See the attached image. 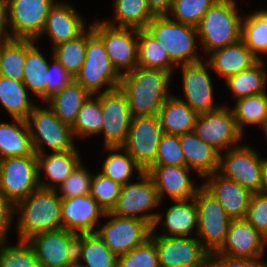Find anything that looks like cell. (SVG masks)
Instances as JSON below:
<instances>
[{
	"instance_id": "29",
	"label": "cell",
	"mask_w": 267,
	"mask_h": 267,
	"mask_svg": "<svg viewBox=\"0 0 267 267\" xmlns=\"http://www.w3.org/2000/svg\"><path fill=\"white\" fill-rule=\"evenodd\" d=\"M41 47V48H40ZM39 43H35L27 52L24 63L23 83L29 93L38 101L44 103L47 100L46 70L49 62L53 59L52 51L46 55ZM49 57V58H48ZM40 100V101H39Z\"/></svg>"
},
{
	"instance_id": "40",
	"label": "cell",
	"mask_w": 267,
	"mask_h": 267,
	"mask_svg": "<svg viewBox=\"0 0 267 267\" xmlns=\"http://www.w3.org/2000/svg\"><path fill=\"white\" fill-rule=\"evenodd\" d=\"M35 43L34 40L0 39V75L23 81L26 52Z\"/></svg>"
},
{
	"instance_id": "46",
	"label": "cell",
	"mask_w": 267,
	"mask_h": 267,
	"mask_svg": "<svg viewBox=\"0 0 267 267\" xmlns=\"http://www.w3.org/2000/svg\"><path fill=\"white\" fill-rule=\"evenodd\" d=\"M84 159L71 172L70 176L57 188L60 198L79 197L90 194L93 171Z\"/></svg>"
},
{
	"instance_id": "33",
	"label": "cell",
	"mask_w": 267,
	"mask_h": 267,
	"mask_svg": "<svg viewBox=\"0 0 267 267\" xmlns=\"http://www.w3.org/2000/svg\"><path fill=\"white\" fill-rule=\"evenodd\" d=\"M90 95L80 83L72 79L45 103L62 122L72 126L83 103Z\"/></svg>"
},
{
	"instance_id": "13",
	"label": "cell",
	"mask_w": 267,
	"mask_h": 267,
	"mask_svg": "<svg viewBox=\"0 0 267 267\" xmlns=\"http://www.w3.org/2000/svg\"><path fill=\"white\" fill-rule=\"evenodd\" d=\"M95 16L90 25L104 42L113 67L120 75L132 71L137 67L138 29L114 27Z\"/></svg>"
},
{
	"instance_id": "18",
	"label": "cell",
	"mask_w": 267,
	"mask_h": 267,
	"mask_svg": "<svg viewBox=\"0 0 267 267\" xmlns=\"http://www.w3.org/2000/svg\"><path fill=\"white\" fill-rule=\"evenodd\" d=\"M75 6L69 0H57L50 8L43 31L35 42L40 43L47 37L50 43L47 47L51 49L81 35L90 26L91 20L88 23L87 17H83L84 14Z\"/></svg>"
},
{
	"instance_id": "2",
	"label": "cell",
	"mask_w": 267,
	"mask_h": 267,
	"mask_svg": "<svg viewBox=\"0 0 267 267\" xmlns=\"http://www.w3.org/2000/svg\"><path fill=\"white\" fill-rule=\"evenodd\" d=\"M62 198L57 190L39 187L14 205L15 239L28 240L33 235L62 229Z\"/></svg>"
},
{
	"instance_id": "44",
	"label": "cell",
	"mask_w": 267,
	"mask_h": 267,
	"mask_svg": "<svg viewBox=\"0 0 267 267\" xmlns=\"http://www.w3.org/2000/svg\"><path fill=\"white\" fill-rule=\"evenodd\" d=\"M0 243V267H41L32 245L27 240Z\"/></svg>"
},
{
	"instance_id": "15",
	"label": "cell",
	"mask_w": 267,
	"mask_h": 267,
	"mask_svg": "<svg viewBox=\"0 0 267 267\" xmlns=\"http://www.w3.org/2000/svg\"><path fill=\"white\" fill-rule=\"evenodd\" d=\"M57 0H7L8 38L36 41Z\"/></svg>"
},
{
	"instance_id": "57",
	"label": "cell",
	"mask_w": 267,
	"mask_h": 267,
	"mask_svg": "<svg viewBox=\"0 0 267 267\" xmlns=\"http://www.w3.org/2000/svg\"><path fill=\"white\" fill-rule=\"evenodd\" d=\"M265 156V157H264ZM267 155H262L260 193L267 194Z\"/></svg>"
},
{
	"instance_id": "42",
	"label": "cell",
	"mask_w": 267,
	"mask_h": 267,
	"mask_svg": "<svg viewBox=\"0 0 267 267\" xmlns=\"http://www.w3.org/2000/svg\"><path fill=\"white\" fill-rule=\"evenodd\" d=\"M53 58L75 79L86 57V30L75 39L51 48Z\"/></svg>"
},
{
	"instance_id": "48",
	"label": "cell",
	"mask_w": 267,
	"mask_h": 267,
	"mask_svg": "<svg viewBox=\"0 0 267 267\" xmlns=\"http://www.w3.org/2000/svg\"><path fill=\"white\" fill-rule=\"evenodd\" d=\"M117 267H160L155 242L148 238L143 244L119 256Z\"/></svg>"
},
{
	"instance_id": "22",
	"label": "cell",
	"mask_w": 267,
	"mask_h": 267,
	"mask_svg": "<svg viewBox=\"0 0 267 267\" xmlns=\"http://www.w3.org/2000/svg\"><path fill=\"white\" fill-rule=\"evenodd\" d=\"M267 239L245 218L231 219L222 246L216 251L234 258L264 259Z\"/></svg>"
},
{
	"instance_id": "53",
	"label": "cell",
	"mask_w": 267,
	"mask_h": 267,
	"mask_svg": "<svg viewBox=\"0 0 267 267\" xmlns=\"http://www.w3.org/2000/svg\"><path fill=\"white\" fill-rule=\"evenodd\" d=\"M13 226L14 205L0 194V243L12 240L9 235L14 232Z\"/></svg>"
},
{
	"instance_id": "12",
	"label": "cell",
	"mask_w": 267,
	"mask_h": 267,
	"mask_svg": "<svg viewBox=\"0 0 267 267\" xmlns=\"http://www.w3.org/2000/svg\"><path fill=\"white\" fill-rule=\"evenodd\" d=\"M262 153L248 141L220 153L218 173L252 193L260 192Z\"/></svg>"
},
{
	"instance_id": "47",
	"label": "cell",
	"mask_w": 267,
	"mask_h": 267,
	"mask_svg": "<svg viewBox=\"0 0 267 267\" xmlns=\"http://www.w3.org/2000/svg\"><path fill=\"white\" fill-rule=\"evenodd\" d=\"M121 189V184L105 176L99 170L93 171L90 195L105 212L111 211L115 206Z\"/></svg>"
},
{
	"instance_id": "24",
	"label": "cell",
	"mask_w": 267,
	"mask_h": 267,
	"mask_svg": "<svg viewBox=\"0 0 267 267\" xmlns=\"http://www.w3.org/2000/svg\"><path fill=\"white\" fill-rule=\"evenodd\" d=\"M202 185L218 200L231 219H244L252 192L218 172L206 176Z\"/></svg>"
},
{
	"instance_id": "1",
	"label": "cell",
	"mask_w": 267,
	"mask_h": 267,
	"mask_svg": "<svg viewBox=\"0 0 267 267\" xmlns=\"http://www.w3.org/2000/svg\"><path fill=\"white\" fill-rule=\"evenodd\" d=\"M173 78L171 72L140 66L121 75L119 88L127 97L131 115H158L166 99L174 93Z\"/></svg>"
},
{
	"instance_id": "11",
	"label": "cell",
	"mask_w": 267,
	"mask_h": 267,
	"mask_svg": "<svg viewBox=\"0 0 267 267\" xmlns=\"http://www.w3.org/2000/svg\"><path fill=\"white\" fill-rule=\"evenodd\" d=\"M39 187L35 153L27 157L0 159V194L13 205L27 198Z\"/></svg>"
},
{
	"instance_id": "37",
	"label": "cell",
	"mask_w": 267,
	"mask_h": 267,
	"mask_svg": "<svg viewBox=\"0 0 267 267\" xmlns=\"http://www.w3.org/2000/svg\"><path fill=\"white\" fill-rule=\"evenodd\" d=\"M241 40L259 60H267V7L244 12Z\"/></svg>"
},
{
	"instance_id": "10",
	"label": "cell",
	"mask_w": 267,
	"mask_h": 267,
	"mask_svg": "<svg viewBox=\"0 0 267 267\" xmlns=\"http://www.w3.org/2000/svg\"><path fill=\"white\" fill-rule=\"evenodd\" d=\"M222 103L214 111L198 114L193 129L198 138L220 153L235 148L246 140L237 128L232 109L224 101Z\"/></svg>"
},
{
	"instance_id": "9",
	"label": "cell",
	"mask_w": 267,
	"mask_h": 267,
	"mask_svg": "<svg viewBox=\"0 0 267 267\" xmlns=\"http://www.w3.org/2000/svg\"><path fill=\"white\" fill-rule=\"evenodd\" d=\"M151 225L138 218L105 213L96 233L118 257L130 252L150 238Z\"/></svg>"
},
{
	"instance_id": "4",
	"label": "cell",
	"mask_w": 267,
	"mask_h": 267,
	"mask_svg": "<svg viewBox=\"0 0 267 267\" xmlns=\"http://www.w3.org/2000/svg\"><path fill=\"white\" fill-rule=\"evenodd\" d=\"M146 29L161 42L176 66L205 59L199 49L201 47L196 27L174 21L167 15H155Z\"/></svg>"
},
{
	"instance_id": "34",
	"label": "cell",
	"mask_w": 267,
	"mask_h": 267,
	"mask_svg": "<svg viewBox=\"0 0 267 267\" xmlns=\"http://www.w3.org/2000/svg\"><path fill=\"white\" fill-rule=\"evenodd\" d=\"M197 116L189 105L174 94L166 99L158 114L163 132L178 136L193 131Z\"/></svg>"
},
{
	"instance_id": "49",
	"label": "cell",
	"mask_w": 267,
	"mask_h": 267,
	"mask_svg": "<svg viewBox=\"0 0 267 267\" xmlns=\"http://www.w3.org/2000/svg\"><path fill=\"white\" fill-rule=\"evenodd\" d=\"M152 165H185V157L178 135L164 133L158 145L155 162Z\"/></svg>"
},
{
	"instance_id": "43",
	"label": "cell",
	"mask_w": 267,
	"mask_h": 267,
	"mask_svg": "<svg viewBox=\"0 0 267 267\" xmlns=\"http://www.w3.org/2000/svg\"><path fill=\"white\" fill-rule=\"evenodd\" d=\"M115 255L97 233L84 234V245L79 267H117Z\"/></svg>"
},
{
	"instance_id": "8",
	"label": "cell",
	"mask_w": 267,
	"mask_h": 267,
	"mask_svg": "<svg viewBox=\"0 0 267 267\" xmlns=\"http://www.w3.org/2000/svg\"><path fill=\"white\" fill-rule=\"evenodd\" d=\"M165 204L160 201L154 181L144 172L136 180L122 185L117 202L110 212L117 216L138 218L152 226L158 211Z\"/></svg>"
},
{
	"instance_id": "51",
	"label": "cell",
	"mask_w": 267,
	"mask_h": 267,
	"mask_svg": "<svg viewBox=\"0 0 267 267\" xmlns=\"http://www.w3.org/2000/svg\"><path fill=\"white\" fill-rule=\"evenodd\" d=\"M72 79L74 78L53 58L46 70L47 99L59 92Z\"/></svg>"
},
{
	"instance_id": "56",
	"label": "cell",
	"mask_w": 267,
	"mask_h": 267,
	"mask_svg": "<svg viewBox=\"0 0 267 267\" xmlns=\"http://www.w3.org/2000/svg\"><path fill=\"white\" fill-rule=\"evenodd\" d=\"M7 0H0V39L8 38Z\"/></svg>"
},
{
	"instance_id": "14",
	"label": "cell",
	"mask_w": 267,
	"mask_h": 267,
	"mask_svg": "<svg viewBox=\"0 0 267 267\" xmlns=\"http://www.w3.org/2000/svg\"><path fill=\"white\" fill-rule=\"evenodd\" d=\"M194 199L198 211L197 238L209 253L217 251L225 241L231 218L203 185Z\"/></svg>"
},
{
	"instance_id": "7",
	"label": "cell",
	"mask_w": 267,
	"mask_h": 267,
	"mask_svg": "<svg viewBox=\"0 0 267 267\" xmlns=\"http://www.w3.org/2000/svg\"><path fill=\"white\" fill-rule=\"evenodd\" d=\"M176 71L181 72V80L178 79V81H181L179 89H182L179 91H182L183 97L180 93L173 94L189 105L197 114L214 111L223 105L216 101L217 97L215 98L214 93H216L215 87L217 86H215V81H212L215 75L211 73L213 72L211 66L205 59L177 66L173 75L175 77Z\"/></svg>"
},
{
	"instance_id": "16",
	"label": "cell",
	"mask_w": 267,
	"mask_h": 267,
	"mask_svg": "<svg viewBox=\"0 0 267 267\" xmlns=\"http://www.w3.org/2000/svg\"><path fill=\"white\" fill-rule=\"evenodd\" d=\"M163 134L158 115L133 116L122 147L145 172L155 162Z\"/></svg>"
},
{
	"instance_id": "31",
	"label": "cell",
	"mask_w": 267,
	"mask_h": 267,
	"mask_svg": "<svg viewBox=\"0 0 267 267\" xmlns=\"http://www.w3.org/2000/svg\"><path fill=\"white\" fill-rule=\"evenodd\" d=\"M33 153L26 120L17 118L7 119L6 121L0 120V159L27 157Z\"/></svg>"
},
{
	"instance_id": "54",
	"label": "cell",
	"mask_w": 267,
	"mask_h": 267,
	"mask_svg": "<svg viewBox=\"0 0 267 267\" xmlns=\"http://www.w3.org/2000/svg\"><path fill=\"white\" fill-rule=\"evenodd\" d=\"M84 245V234L75 233L66 246L68 267H79Z\"/></svg>"
},
{
	"instance_id": "27",
	"label": "cell",
	"mask_w": 267,
	"mask_h": 267,
	"mask_svg": "<svg viewBox=\"0 0 267 267\" xmlns=\"http://www.w3.org/2000/svg\"><path fill=\"white\" fill-rule=\"evenodd\" d=\"M185 165L202 180L214 172H218L220 152L202 141L192 131L179 136Z\"/></svg>"
},
{
	"instance_id": "50",
	"label": "cell",
	"mask_w": 267,
	"mask_h": 267,
	"mask_svg": "<svg viewBox=\"0 0 267 267\" xmlns=\"http://www.w3.org/2000/svg\"><path fill=\"white\" fill-rule=\"evenodd\" d=\"M245 219L267 239V194H252Z\"/></svg>"
},
{
	"instance_id": "20",
	"label": "cell",
	"mask_w": 267,
	"mask_h": 267,
	"mask_svg": "<svg viewBox=\"0 0 267 267\" xmlns=\"http://www.w3.org/2000/svg\"><path fill=\"white\" fill-rule=\"evenodd\" d=\"M155 242L160 267H207L209 252L197 237L150 235Z\"/></svg>"
},
{
	"instance_id": "41",
	"label": "cell",
	"mask_w": 267,
	"mask_h": 267,
	"mask_svg": "<svg viewBox=\"0 0 267 267\" xmlns=\"http://www.w3.org/2000/svg\"><path fill=\"white\" fill-rule=\"evenodd\" d=\"M103 114L100 98L91 94L83 103L71 130L76 142L99 138L97 137L102 128ZM83 139V140H82ZM78 140V141H77Z\"/></svg>"
},
{
	"instance_id": "23",
	"label": "cell",
	"mask_w": 267,
	"mask_h": 267,
	"mask_svg": "<svg viewBox=\"0 0 267 267\" xmlns=\"http://www.w3.org/2000/svg\"><path fill=\"white\" fill-rule=\"evenodd\" d=\"M62 228L77 234L96 233L104 209L90 195L62 199Z\"/></svg>"
},
{
	"instance_id": "26",
	"label": "cell",
	"mask_w": 267,
	"mask_h": 267,
	"mask_svg": "<svg viewBox=\"0 0 267 267\" xmlns=\"http://www.w3.org/2000/svg\"><path fill=\"white\" fill-rule=\"evenodd\" d=\"M205 60L210 64L212 73L216 74L214 80L216 81V77H221L219 80L224 81L250 68L259 59L240 39L236 43L214 50L205 57Z\"/></svg>"
},
{
	"instance_id": "5",
	"label": "cell",
	"mask_w": 267,
	"mask_h": 267,
	"mask_svg": "<svg viewBox=\"0 0 267 267\" xmlns=\"http://www.w3.org/2000/svg\"><path fill=\"white\" fill-rule=\"evenodd\" d=\"M26 122L36 155L73 150L78 144L71 126L62 122L45 102L33 108Z\"/></svg>"
},
{
	"instance_id": "30",
	"label": "cell",
	"mask_w": 267,
	"mask_h": 267,
	"mask_svg": "<svg viewBox=\"0 0 267 267\" xmlns=\"http://www.w3.org/2000/svg\"><path fill=\"white\" fill-rule=\"evenodd\" d=\"M37 103L22 81L0 75V110L7 117L26 120Z\"/></svg>"
},
{
	"instance_id": "52",
	"label": "cell",
	"mask_w": 267,
	"mask_h": 267,
	"mask_svg": "<svg viewBox=\"0 0 267 267\" xmlns=\"http://www.w3.org/2000/svg\"><path fill=\"white\" fill-rule=\"evenodd\" d=\"M207 267H267V260L234 258L214 251L208 255Z\"/></svg>"
},
{
	"instance_id": "6",
	"label": "cell",
	"mask_w": 267,
	"mask_h": 267,
	"mask_svg": "<svg viewBox=\"0 0 267 267\" xmlns=\"http://www.w3.org/2000/svg\"><path fill=\"white\" fill-rule=\"evenodd\" d=\"M75 80L93 95L120 86L121 75L113 67L104 42L91 25L86 29L85 61Z\"/></svg>"
},
{
	"instance_id": "55",
	"label": "cell",
	"mask_w": 267,
	"mask_h": 267,
	"mask_svg": "<svg viewBox=\"0 0 267 267\" xmlns=\"http://www.w3.org/2000/svg\"><path fill=\"white\" fill-rule=\"evenodd\" d=\"M146 3L154 15H166L170 11L172 0H146Z\"/></svg>"
},
{
	"instance_id": "36",
	"label": "cell",
	"mask_w": 267,
	"mask_h": 267,
	"mask_svg": "<svg viewBox=\"0 0 267 267\" xmlns=\"http://www.w3.org/2000/svg\"><path fill=\"white\" fill-rule=\"evenodd\" d=\"M267 60H258L250 68L232 75L224 80L230 98H242L256 94L267 93ZM232 94V95H231Z\"/></svg>"
},
{
	"instance_id": "32",
	"label": "cell",
	"mask_w": 267,
	"mask_h": 267,
	"mask_svg": "<svg viewBox=\"0 0 267 267\" xmlns=\"http://www.w3.org/2000/svg\"><path fill=\"white\" fill-rule=\"evenodd\" d=\"M103 158L99 171L115 182L126 185L136 180L144 171L122 147H102Z\"/></svg>"
},
{
	"instance_id": "3",
	"label": "cell",
	"mask_w": 267,
	"mask_h": 267,
	"mask_svg": "<svg viewBox=\"0 0 267 267\" xmlns=\"http://www.w3.org/2000/svg\"><path fill=\"white\" fill-rule=\"evenodd\" d=\"M237 0H218L202 17L197 33L204 58L219 48L241 39V22L244 10ZM242 12V13H241Z\"/></svg>"
},
{
	"instance_id": "17",
	"label": "cell",
	"mask_w": 267,
	"mask_h": 267,
	"mask_svg": "<svg viewBox=\"0 0 267 267\" xmlns=\"http://www.w3.org/2000/svg\"><path fill=\"white\" fill-rule=\"evenodd\" d=\"M100 98L103 114L102 128L98 135L103 139L101 146H122L127 138L132 120L126 95L120 88L96 94Z\"/></svg>"
},
{
	"instance_id": "19",
	"label": "cell",
	"mask_w": 267,
	"mask_h": 267,
	"mask_svg": "<svg viewBox=\"0 0 267 267\" xmlns=\"http://www.w3.org/2000/svg\"><path fill=\"white\" fill-rule=\"evenodd\" d=\"M145 172L154 181L161 202L194 198L202 185V179L183 166L151 165Z\"/></svg>"
},
{
	"instance_id": "58",
	"label": "cell",
	"mask_w": 267,
	"mask_h": 267,
	"mask_svg": "<svg viewBox=\"0 0 267 267\" xmlns=\"http://www.w3.org/2000/svg\"><path fill=\"white\" fill-rule=\"evenodd\" d=\"M261 132H263L262 135L265 138L264 141H262V142H265V140L267 142V121H266V124L264 125V127L262 128Z\"/></svg>"
},
{
	"instance_id": "21",
	"label": "cell",
	"mask_w": 267,
	"mask_h": 267,
	"mask_svg": "<svg viewBox=\"0 0 267 267\" xmlns=\"http://www.w3.org/2000/svg\"><path fill=\"white\" fill-rule=\"evenodd\" d=\"M171 205L158 212L151 235L197 237L198 211L194 198L171 200Z\"/></svg>"
},
{
	"instance_id": "39",
	"label": "cell",
	"mask_w": 267,
	"mask_h": 267,
	"mask_svg": "<svg viewBox=\"0 0 267 267\" xmlns=\"http://www.w3.org/2000/svg\"><path fill=\"white\" fill-rule=\"evenodd\" d=\"M137 66L175 73L177 67L165 47L146 28L138 29Z\"/></svg>"
},
{
	"instance_id": "25",
	"label": "cell",
	"mask_w": 267,
	"mask_h": 267,
	"mask_svg": "<svg viewBox=\"0 0 267 267\" xmlns=\"http://www.w3.org/2000/svg\"><path fill=\"white\" fill-rule=\"evenodd\" d=\"M79 148L76 146L73 150L37 155L39 186L53 190L59 188L84 159Z\"/></svg>"
},
{
	"instance_id": "28",
	"label": "cell",
	"mask_w": 267,
	"mask_h": 267,
	"mask_svg": "<svg viewBox=\"0 0 267 267\" xmlns=\"http://www.w3.org/2000/svg\"><path fill=\"white\" fill-rule=\"evenodd\" d=\"M74 234L62 228L35 234L27 241L34 248L41 267H68L66 246Z\"/></svg>"
},
{
	"instance_id": "35",
	"label": "cell",
	"mask_w": 267,
	"mask_h": 267,
	"mask_svg": "<svg viewBox=\"0 0 267 267\" xmlns=\"http://www.w3.org/2000/svg\"><path fill=\"white\" fill-rule=\"evenodd\" d=\"M234 105L231 109L234 114L235 122L239 131L246 137L248 127L262 130L267 121V93L245 96L239 99H233ZM255 127V128H254Z\"/></svg>"
},
{
	"instance_id": "38",
	"label": "cell",
	"mask_w": 267,
	"mask_h": 267,
	"mask_svg": "<svg viewBox=\"0 0 267 267\" xmlns=\"http://www.w3.org/2000/svg\"><path fill=\"white\" fill-rule=\"evenodd\" d=\"M112 17L103 22L114 27L143 29L155 17L146 0H111Z\"/></svg>"
},
{
	"instance_id": "45",
	"label": "cell",
	"mask_w": 267,
	"mask_h": 267,
	"mask_svg": "<svg viewBox=\"0 0 267 267\" xmlns=\"http://www.w3.org/2000/svg\"><path fill=\"white\" fill-rule=\"evenodd\" d=\"M218 0H172L170 19L197 27L202 17Z\"/></svg>"
}]
</instances>
